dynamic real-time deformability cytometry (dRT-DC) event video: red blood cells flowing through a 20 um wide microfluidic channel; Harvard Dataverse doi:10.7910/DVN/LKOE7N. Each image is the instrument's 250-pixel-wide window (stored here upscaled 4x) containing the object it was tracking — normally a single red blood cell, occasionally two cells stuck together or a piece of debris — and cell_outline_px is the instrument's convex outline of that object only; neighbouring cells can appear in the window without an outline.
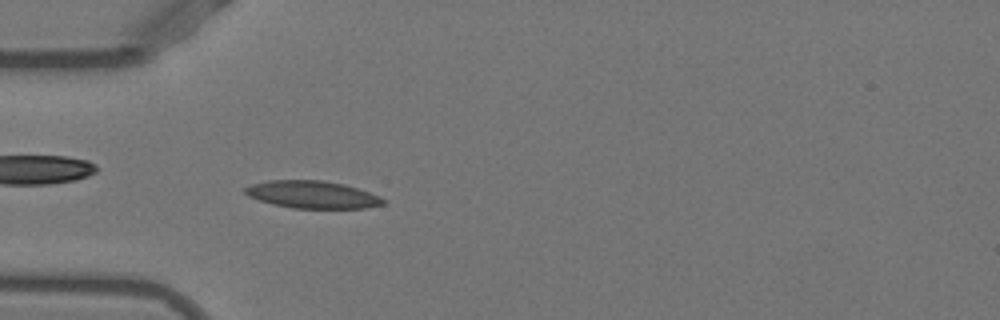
{"species": "Egyptian fruit bat (a non-hibernating species)", "species_latin": "Rousettus aegyptiacus", "temperature_condition": "warm", "stored_images_in_passage": 51, "camera_frame_rate_fps": 3000, "um_per_image_px": 0.085, "animal": {"sex": "female"}, "frame": {"image": 1, "passage_image": 15, "time_ms": 4.667, "image_size_px": [1000, 320], "cell_outline_px": [[388, 200], [384, 204], [364, 208], [292, 208], [272, 204], [248, 196], [244, 192], [244, 188], [252, 184], [268, 180], [320, 180], [344, 184], [380, 196]], "centroid_in_image_um": [26.55, 16.54], "position_along_channel_um": 58.4, "area_um2": 22.02}}
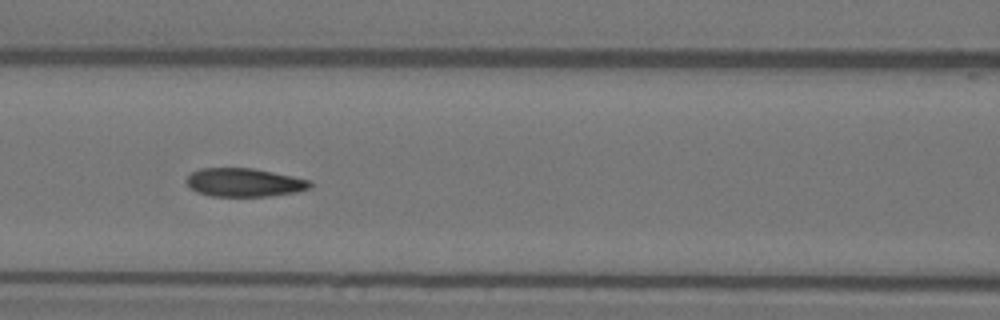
{"frame": {"image": 2, "passage_image": 22, "time_ms": 7.0, "image_size_px": [1000, 320], "cell_outline_px": [[312, 188], [296, 192], [268, 196], [212, 196], [196, 192], [184, 180], [192, 172], [200, 168], [252, 168], [312, 180]], "centroid_in_image_um": [20.78, 15.51], "position_along_channel_um": 145.8, "area_um2": 20.52}}
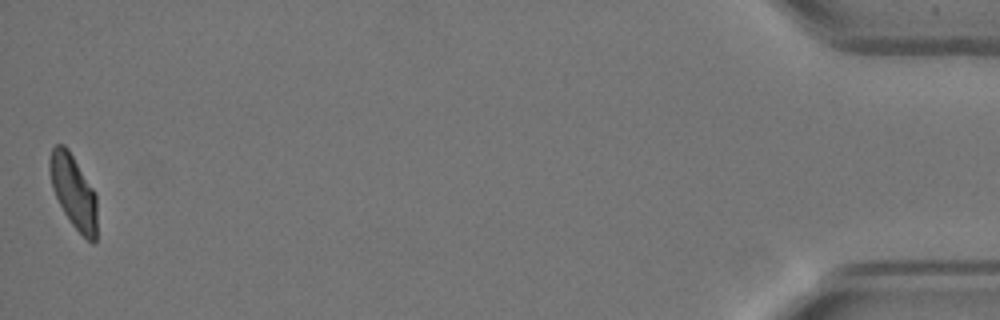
{"frame": {"image": 3, "passage_image": 51, "time_ms": 16.667, "image_size_px": [1000, 320], "cell_outline_px": [[96, 240], [92, 244], [72, 224], [64, 212], [52, 188], [48, 168], [48, 160], [52, 148], [56, 144], [64, 144], [68, 148], [92, 188], [96, 196]], "centroid_in_image_um": [6.22, 16.25], "position_along_channel_um": 429.0, "area_um2": 20.0}, "authors_computed_cell_mechanics": {"area_um2": 20.8658, "velocity_mm_per_s": 3.8922, "shape_relaxation_time_tau1_ms": 7.1572, "shape_relaxation_time_tau2_ms": 1.3521, "deformation_change_tau1": 0.2132, "deformation_change_tau2": 0.0637}}